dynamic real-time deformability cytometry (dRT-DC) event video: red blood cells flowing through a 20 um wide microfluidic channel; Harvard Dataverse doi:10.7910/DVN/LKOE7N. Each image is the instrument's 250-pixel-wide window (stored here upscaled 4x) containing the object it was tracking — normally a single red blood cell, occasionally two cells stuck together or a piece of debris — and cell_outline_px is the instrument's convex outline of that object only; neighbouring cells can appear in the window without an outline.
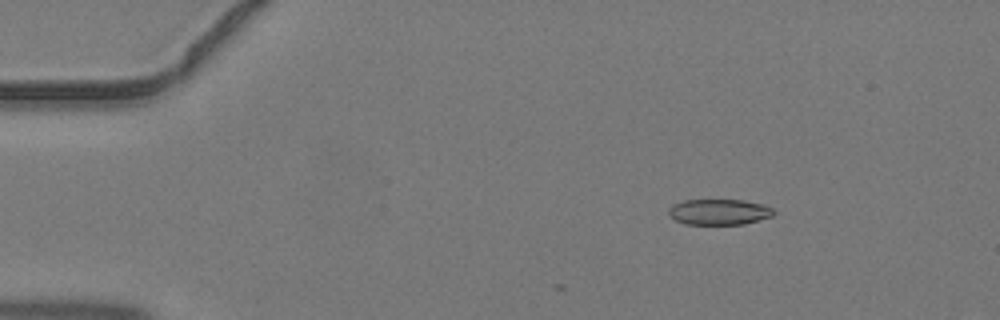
{"species": "common noctule bat (a hibernating species)", "species_latin": "Nyctalus noctula", "temperature_condition": "warm", "stored_images_in_passage": 3, "camera_frame_rate_fps": 3000, "um_per_image_px": 0.085, "animal": {"sex": "male", "body_mass_g": 19.2, "forearm_length_mm": 51.8}, "frame": {"image": 1, "passage_image": 1, "time_ms": 0.0, "image_size_px": [1000, 320], "cell_outline_px": [[776, 212], [772, 216], [744, 224], [684, 224], [676, 220], [668, 212], [668, 208], [672, 204], [684, 200], [744, 200], [764, 204], [772, 208]], "centroid_in_image_um": [61.13, 18.01], "position_along_channel_um": 23.9, "area_um2": 15.78}}
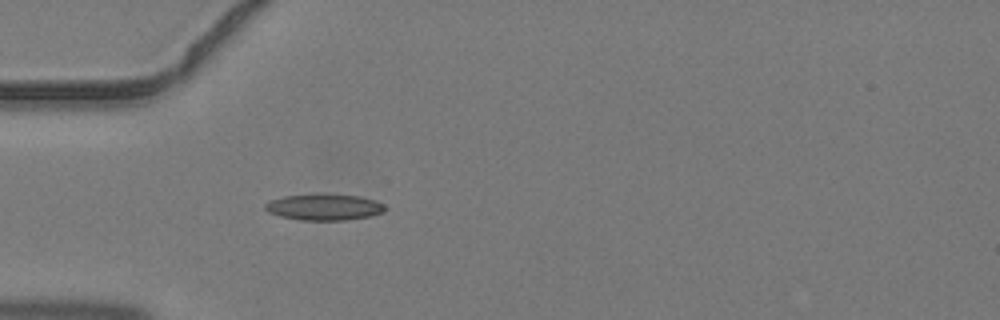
{"frame": {"image": 2, "passage_image": 3, "time_ms": 0.667, "image_size_px": [1000, 320], "cell_outline_px": [[384, 212], [368, 216], [344, 220], [300, 220], [280, 216], [268, 212], [264, 208], [264, 204], [272, 200], [284, 196], [360, 196], [376, 200], [384, 204]], "centroid_in_image_um": [27.55, 17.64], "position_along_channel_um": 57.4, "area_um2": 17.57}}